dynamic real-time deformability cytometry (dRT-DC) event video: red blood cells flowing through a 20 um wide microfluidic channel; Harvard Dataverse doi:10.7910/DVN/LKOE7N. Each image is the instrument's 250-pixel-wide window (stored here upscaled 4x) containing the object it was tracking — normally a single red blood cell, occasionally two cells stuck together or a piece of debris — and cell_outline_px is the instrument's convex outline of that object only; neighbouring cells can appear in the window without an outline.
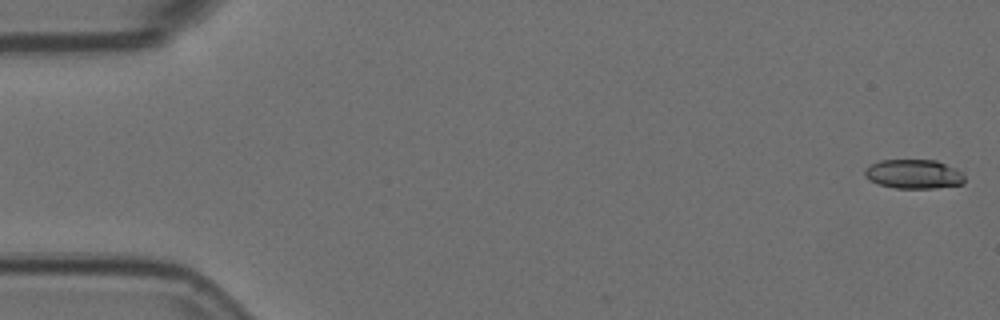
{"species": "Egyptian fruit bat (a non-hibernating species)", "species_latin": "Rousettus aegyptiacus", "temperature_condition": "room temperature", "stored_images_in_passage": 57, "camera_frame_rate_fps": 3000, "um_per_image_px": 0.085, "animal": {"sex": "female"}, "frame": {"image": 1, "passage_image": 1, "time_ms": 0.0, "image_size_px": [1000, 320], "cell_outline_px": [[964, 184], [932, 188], [896, 188], [880, 184], [868, 180], [864, 176], [864, 168], [880, 160], [936, 160], [956, 168], [964, 176]], "centroid_in_image_um": [77.65, 14.79], "position_along_channel_um": 7.4, "area_um2": 16.99}}
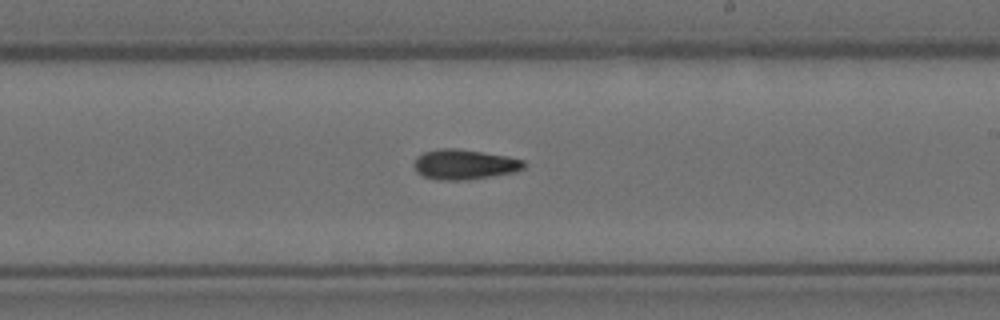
{"frame": {"image": 2, "passage_image": 33, "time_ms": 10.667, "image_size_px": [1000, 320], "cell_outline_px": [[524, 168], [516, 172], [468, 180], [436, 180], [424, 176], [416, 172], [412, 164], [416, 156], [424, 152], [436, 148], [460, 148], [508, 156], [524, 160]], "centroid_in_image_um": [39.44, 13.97], "position_along_channel_um": 249.6, "area_um2": 19.65}}
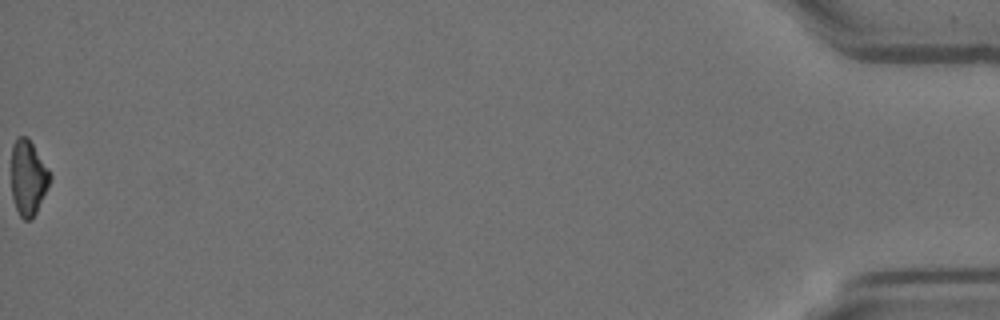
{"frame": {"image": 3, "passage_image": 57, "time_ms": 18.667, "image_size_px": [1000, 320], "cell_outline_px": [[52, 176], [48, 188], [36, 212], [28, 220], [24, 220], [20, 216], [16, 208], [12, 196], [12, 144], [20, 136], [24, 136], [32, 144], [52, 172]], "centroid_in_image_um": [2.42, 15.11], "position_along_channel_um": 432.8, "area_um2": 16.76}, "authors_computed_cell_mechanics": {"area_um2": 18.0336, "velocity_mm_per_s": 3.6084, "shape_relaxation_time_tau1_ms": 8.2098, "shape_relaxation_time_tau2_ms": 8.9341, "deformation_change_tau1": 0.1965, "deformation_change_tau2": 0.1773}}